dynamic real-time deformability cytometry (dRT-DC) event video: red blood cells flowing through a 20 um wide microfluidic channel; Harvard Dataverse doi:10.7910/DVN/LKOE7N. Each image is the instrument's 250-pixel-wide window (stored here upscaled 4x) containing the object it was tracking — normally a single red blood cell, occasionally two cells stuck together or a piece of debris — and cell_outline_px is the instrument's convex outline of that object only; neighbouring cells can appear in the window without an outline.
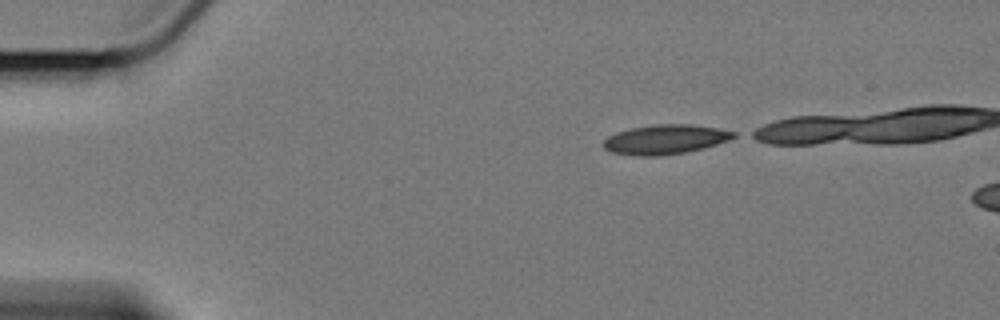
{"species": "Egyptian fruit bat (a non-hibernating species)", "species_latin": "Rousettus aegyptiacus", "temperature_condition": "cold", "stored_images_in_passage": 3, "camera_frame_rate_fps": 3000, "um_per_image_px": 0.085, "animal": {"sex": "female"}, "frame": {"image": 1, "passage_image": 1, "time_ms": 0.0, "image_size_px": [1000, 320], "cell_outline_px": [[736, 136], [728, 140], [704, 148], [684, 152], [656, 156], [644, 156], [612, 152], [604, 148], [604, 140], [608, 136], [616, 132], [632, 128], [656, 124], [688, 124], [716, 128], [736, 132]], "centroid_in_image_um": [56.54, 11.84], "position_along_channel_um": 28.5, "area_um2": 22.02}}